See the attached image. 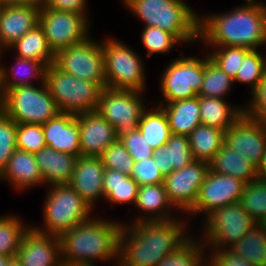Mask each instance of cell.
Segmentation results:
<instances>
[{"label": "cell", "mask_w": 266, "mask_h": 266, "mask_svg": "<svg viewBox=\"0 0 266 266\" xmlns=\"http://www.w3.org/2000/svg\"><path fill=\"white\" fill-rule=\"evenodd\" d=\"M182 219L123 222L118 266H156L192 236Z\"/></svg>", "instance_id": "cell-1"}, {"label": "cell", "mask_w": 266, "mask_h": 266, "mask_svg": "<svg viewBox=\"0 0 266 266\" xmlns=\"http://www.w3.org/2000/svg\"><path fill=\"white\" fill-rule=\"evenodd\" d=\"M200 41L208 49L242 46L258 50L266 45V6L246 0L229 12L200 14Z\"/></svg>", "instance_id": "cell-2"}, {"label": "cell", "mask_w": 266, "mask_h": 266, "mask_svg": "<svg viewBox=\"0 0 266 266\" xmlns=\"http://www.w3.org/2000/svg\"><path fill=\"white\" fill-rule=\"evenodd\" d=\"M122 221L91 217L64 232L59 238L62 263L96 266V261L119 263V235Z\"/></svg>", "instance_id": "cell-3"}, {"label": "cell", "mask_w": 266, "mask_h": 266, "mask_svg": "<svg viewBox=\"0 0 266 266\" xmlns=\"http://www.w3.org/2000/svg\"><path fill=\"white\" fill-rule=\"evenodd\" d=\"M144 27L160 28L183 45L199 42L200 15L183 0H121Z\"/></svg>", "instance_id": "cell-4"}, {"label": "cell", "mask_w": 266, "mask_h": 266, "mask_svg": "<svg viewBox=\"0 0 266 266\" xmlns=\"http://www.w3.org/2000/svg\"><path fill=\"white\" fill-rule=\"evenodd\" d=\"M48 188L43 203V226H32L37 232L60 237L93 217L94 209L69 184Z\"/></svg>", "instance_id": "cell-5"}, {"label": "cell", "mask_w": 266, "mask_h": 266, "mask_svg": "<svg viewBox=\"0 0 266 266\" xmlns=\"http://www.w3.org/2000/svg\"><path fill=\"white\" fill-rule=\"evenodd\" d=\"M105 41V42H104ZM102 41L106 87L145 92L146 70L142 56L114 37Z\"/></svg>", "instance_id": "cell-6"}, {"label": "cell", "mask_w": 266, "mask_h": 266, "mask_svg": "<svg viewBox=\"0 0 266 266\" xmlns=\"http://www.w3.org/2000/svg\"><path fill=\"white\" fill-rule=\"evenodd\" d=\"M45 83L60 112L78 115L98 109L103 87L65 73L50 64L46 68Z\"/></svg>", "instance_id": "cell-7"}, {"label": "cell", "mask_w": 266, "mask_h": 266, "mask_svg": "<svg viewBox=\"0 0 266 266\" xmlns=\"http://www.w3.org/2000/svg\"><path fill=\"white\" fill-rule=\"evenodd\" d=\"M0 109L16 123L33 124H45L60 112L45 82L7 90Z\"/></svg>", "instance_id": "cell-8"}, {"label": "cell", "mask_w": 266, "mask_h": 266, "mask_svg": "<svg viewBox=\"0 0 266 266\" xmlns=\"http://www.w3.org/2000/svg\"><path fill=\"white\" fill-rule=\"evenodd\" d=\"M202 221L199 238L206 249L230 248L257 224L240 203L213 210Z\"/></svg>", "instance_id": "cell-9"}, {"label": "cell", "mask_w": 266, "mask_h": 266, "mask_svg": "<svg viewBox=\"0 0 266 266\" xmlns=\"http://www.w3.org/2000/svg\"><path fill=\"white\" fill-rule=\"evenodd\" d=\"M142 93L107 87L101 90L97 110L115 128L117 140L137 130L141 115L148 107Z\"/></svg>", "instance_id": "cell-10"}, {"label": "cell", "mask_w": 266, "mask_h": 266, "mask_svg": "<svg viewBox=\"0 0 266 266\" xmlns=\"http://www.w3.org/2000/svg\"><path fill=\"white\" fill-rule=\"evenodd\" d=\"M180 52V57L168 63L163 70L160 91L164 101L160 103L191 99L200 91L204 77V56L185 57L184 52Z\"/></svg>", "instance_id": "cell-11"}, {"label": "cell", "mask_w": 266, "mask_h": 266, "mask_svg": "<svg viewBox=\"0 0 266 266\" xmlns=\"http://www.w3.org/2000/svg\"><path fill=\"white\" fill-rule=\"evenodd\" d=\"M88 17L87 14L58 11L41 6L39 26L54 54L90 37L91 21Z\"/></svg>", "instance_id": "cell-12"}, {"label": "cell", "mask_w": 266, "mask_h": 266, "mask_svg": "<svg viewBox=\"0 0 266 266\" xmlns=\"http://www.w3.org/2000/svg\"><path fill=\"white\" fill-rule=\"evenodd\" d=\"M91 36L55 54L54 65L60 70L106 87L102 42Z\"/></svg>", "instance_id": "cell-13"}, {"label": "cell", "mask_w": 266, "mask_h": 266, "mask_svg": "<svg viewBox=\"0 0 266 266\" xmlns=\"http://www.w3.org/2000/svg\"><path fill=\"white\" fill-rule=\"evenodd\" d=\"M209 171V163L194 160L164 178L168 200L177 211L187 214L195 206Z\"/></svg>", "instance_id": "cell-14"}, {"label": "cell", "mask_w": 266, "mask_h": 266, "mask_svg": "<svg viewBox=\"0 0 266 266\" xmlns=\"http://www.w3.org/2000/svg\"><path fill=\"white\" fill-rule=\"evenodd\" d=\"M245 184L233 176L210 170L200 188L195 206L187 215L198 216L199 214V216L204 215L205 218L213 210L239 203Z\"/></svg>", "instance_id": "cell-15"}, {"label": "cell", "mask_w": 266, "mask_h": 266, "mask_svg": "<svg viewBox=\"0 0 266 266\" xmlns=\"http://www.w3.org/2000/svg\"><path fill=\"white\" fill-rule=\"evenodd\" d=\"M225 143L258 168L266 151V130L259 119L243 114L225 132Z\"/></svg>", "instance_id": "cell-16"}, {"label": "cell", "mask_w": 266, "mask_h": 266, "mask_svg": "<svg viewBox=\"0 0 266 266\" xmlns=\"http://www.w3.org/2000/svg\"><path fill=\"white\" fill-rule=\"evenodd\" d=\"M16 258L22 266H63L60 238L31 226L22 237Z\"/></svg>", "instance_id": "cell-17"}, {"label": "cell", "mask_w": 266, "mask_h": 266, "mask_svg": "<svg viewBox=\"0 0 266 266\" xmlns=\"http://www.w3.org/2000/svg\"><path fill=\"white\" fill-rule=\"evenodd\" d=\"M77 116L82 156L100 157L105 149L117 140L115 128L98 110Z\"/></svg>", "instance_id": "cell-18"}, {"label": "cell", "mask_w": 266, "mask_h": 266, "mask_svg": "<svg viewBox=\"0 0 266 266\" xmlns=\"http://www.w3.org/2000/svg\"><path fill=\"white\" fill-rule=\"evenodd\" d=\"M105 166L100 157H78L69 185L94 209L96 201L104 200Z\"/></svg>", "instance_id": "cell-19"}, {"label": "cell", "mask_w": 266, "mask_h": 266, "mask_svg": "<svg viewBox=\"0 0 266 266\" xmlns=\"http://www.w3.org/2000/svg\"><path fill=\"white\" fill-rule=\"evenodd\" d=\"M41 6H0V50L7 51L18 39L39 25Z\"/></svg>", "instance_id": "cell-20"}, {"label": "cell", "mask_w": 266, "mask_h": 266, "mask_svg": "<svg viewBox=\"0 0 266 266\" xmlns=\"http://www.w3.org/2000/svg\"><path fill=\"white\" fill-rule=\"evenodd\" d=\"M47 147L74 156H82L78 116L59 112L42 124Z\"/></svg>", "instance_id": "cell-21"}, {"label": "cell", "mask_w": 266, "mask_h": 266, "mask_svg": "<svg viewBox=\"0 0 266 266\" xmlns=\"http://www.w3.org/2000/svg\"><path fill=\"white\" fill-rule=\"evenodd\" d=\"M8 181L16 191L23 192L44 184L34 154L16 149L0 174V181Z\"/></svg>", "instance_id": "cell-22"}, {"label": "cell", "mask_w": 266, "mask_h": 266, "mask_svg": "<svg viewBox=\"0 0 266 266\" xmlns=\"http://www.w3.org/2000/svg\"><path fill=\"white\" fill-rule=\"evenodd\" d=\"M135 207L142 211L144 216H136L130 224L142 221L169 220L179 217V215H175L172 212L173 209L174 211L177 210L168 200L164 183L139 186Z\"/></svg>", "instance_id": "cell-23"}, {"label": "cell", "mask_w": 266, "mask_h": 266, "mask_svg": "<svg viewBox=\"0 0 266 266\" xmlns=\"http://www.w3.org/2000/svg\"><path fill=\"white\" fill-rule=\"evenodd\" d=\"M43 182L48 186L69 184L78 156L45 147L34 154Z\"/></svg>", "instance_id": "cell-24"}, {"label": "cell", "mask_w": 266, "mask_h": 266, "mask_svg": "<svg viewBox=\"0 0 266 266\" xmlns=\"http://www.w3.org/2000/svg\"><path fill=\"white\" fill-rule=\"evenodd\" d=\"M3 52L5 51H0V97L9 89L35 85V79L39 80V84L45 82L47 66L43 62L15 56L16 61L14 60V65L8 70L1 62Z\"/></svg>", "instance_id": "cell-25"}, {"label": "cell", "mask_w": 266, "mask_h": 266, "mask_svg": "<svg viewBox=\"0 0 266 266\" xmlns=\"http://www.w3.org/2000/svg\"><path fill=\"white\" fill-rule=\"evenodd\" d=\"M156 166L165 178L194 161L187 135L171 134L166 144L154 150Z\"/></svg>", "instance_id": "cell-26"}, {"label": "cell", "mask_w": 266, "mask_h": 266, "mask_svg": "<svg viewBox=\"0 0 266 266\" xmlns=\"http://www.w3.org/2000/svg\"><path fill=\"white\" fill-rule=\"evenodd\" d=\"M225 99L199 96L201 124L227 131L242 115L244 105H233ZM241 106V107H240Z\"/></svg>", "instance_id": "cell-27"}, {"label": "cell", "mask_w": 266, "mask_h": 266, "mask_svg": "<svg viewBox=\"0 0 266 266\" xmlns=\"http://www.w3.org/2000/svg\"><path fill=\"white\" fill-rule=\"evenodd\" d=\"M157 105L166 113L172 134L188 136L201 124L199 96Z\"/></svg>", "instance_id": "cell-28"}, {"label": "cell", "mask_w": 266, "mask_h": 266, "mask_svg": "<svg viewBox=\"0 0 266 266\" xmlns=\"http://www.w3.org/2000/svg\"><path fill=\"white\" fill-rule=\"evenodd\" d=\"M209 165L211 171L233 176L246 184L258 178V168L225 142Z\"/></svg>", "instance_id": "cell-29"}, {"label": "cell", "mask_w": 266, "mask_h": 266, "mask_svg": "<svg viewBox=\"0 0 266 266\" xmlns=\"http://www.w3.org/2000/svg\"><path fill=\"white\" fill-rule=\"evenodd\" d=\"M139 185L127 174L105 168L103 175L104 201L112 206L133 204L135 206Z\"/></svg>", "instance_id": "cell-30"}, {"label": "cell", "mask_w": 266, "mask_h": 266, "mask_svg": "<svg viewBox=\"0 0 266 266\" xmlns=\"http://www.w3.org/2000/svg\"><path fill=\"white\" fill-rule=\"evenodd\" d=\"M137 129L153 150L166 144L172 134L167 115L158 105L143 111Z\"/></svg>", "instance_id": "cell-31"}, {"label": "cell", "mask_w": 266, "mask_h": 266, "mask_svg": "<svg viewBox=\"0 0 266 266\" xmlns=\"http://www.w3.org/2000/svg\"><path fill=\"white\" fill-rule=\"evenodd\" d=\"M188 138L194 160L210 163L225 142V131L200 124Z\"/></svg>", "instance_id": "cell-32"}, {"label": "cell", "mask_w": 266, "mask_h": 266, "mask_svg": "<svg viewBox=\"0 0 266 266\" xmlns=\"http://www.w3.org/2000/svg\"><path fill=\"white\" fill-rule=\"evenodd\" d=\"M8 49L14 51L17 57L43 62L47 67L54 63L55 54L48 45L42 28L37 25L18 39Z\"/></svg>", "instance_id": "cell-33"}, {"label": "cell", "mask_w": 266, "mask_h": 266, "mask_svg": "<svg viewBox=\"0 0 266 266\" xmlns=\"http://www.w3.org/2000/svg\"><path fill=\"white\" fill-rule=\"evenodd\" d=\"M230 249L254 266H266V229L255 224L249 232Z\"/></svg>", "instance_id": "cell-34"}, {"label": "cell", "mask_w": 266, "mask_h": 266, "mask_svg": "<svg viewBox=\"0 0 266 266\" xmlns=\"http://www.w3.org/2000/svg\"><path fill=\"white\" fill-rule=\"evenodd\" d=\"M233 79L217 67L206 54L204 56V77L197 96L225 99L233 88Z\"/></svg>", "instance_id": "cell-35"}, {"label": "cell", "mask_w": 266, "mask_h": 266, "mask_svg": "<svg viewBox=\"0 0 266 266\" xmlns=\"http://www.w3.org/2000/svg\"><path fill=\"white\" fill-rule=\"evenodd\" d=\"M30 227L16 215L0 216V255L16 258L22 237Z\"/></svg>", "instance_id": "cell-36"}, {"label": "cell", "mask_w": 266, "mask_h": 266, "mask_svg": "<svg viewBox=\"0 0 266 266\" xmlns=\"http://www.w3.org/2000/svg\"><path fill=\"white\" fill-rule=\"evenodd\" d=\"M194 237L192 234L183 245L165 256L156 266H199L207 258L208 252L203 242Z\"/></svg>", "instance_id": "cell-37"}, {"label": "cell", "mask_w": 266, "mask_h": 266, "mask_svg": "<svg viewBox=\"0 0 266 266\" xmlns=\"http://www.w3.org/2000/svg\"><path fill=\"white\" fill-rule=\"evenodd\" d=\"M239 203L257 223L264 222L266 220V181L257 178L245 184Z\"/></svg>", "instance_id": "cell-38"}, {"label": "cell", "mask_w": 266, "mask_h": 266, "mask_svg": "<svg viewBox=\"0 0 266 266\" xmlns=\"http://www.w3.org/2000/svg\"><path fill=\"white\" fill-rule=\"evenodd\" d=\"M210 49L211 52L207 53L209 59L233 80L244 57L251 51L242 46L210 47Z\"/></svg>", "instance_id": "cell-39"}, {"label": "cell", "mask_w": 266, "mask_h": 266, "mask_svg": "<svg viewBox=\"0 0 266 266\" xmlns=\"http://www.w3.org/2000/svg\"><path fill=\"white\" fill-rule=\"evenodd\" d=\"M265 76L266 54H261L259 50H251L244 57L233 82L247 84L252 91Z\"/></svg>", "instance_id": "cell-40"}, {"label": "cell", "mask_w": 266, "mask_h": 266, "mask_svg": "<svg viewBox=\"0 0 266 266\" xmlns=\"http://www.w3.org/2000/svg\"><path fill=\"white\" fill-rule=\"evenodd\" d=\"M140 37L145 49H147V57H151L156 53H169L173 47L182 44L171 33L152 26L143 27Z\"/></svg>", "instance_id": "cell-41"}, {"label": "cell", "mask_w": 266, "mask_h": 266, "mask_svg": "<svg viewBox=\"0 0 266 266\" xmlns=\"http://www.w3.org/2000/svg\"><path fill=\"white\" fill-rule=\"evenodd\" d=\"M47 147L42 124L17 123L16 148L21 151L37 153Z\"/></svg>", "instance_id": "cell-42"}, {"label": "cell", "mask_w": 266, "mask_h": 266, "mask_svg": "<svg viewBox=\"0 0 266 266\" xmlns=\"http://www.w3.org/2000/svg\"><path fill=\"white\" fill-rule=\"evenodd\" d=\"M100 158L105 168L131 175L135 161L120 140L109 145Z\"/></svg>", "instance_id": "cell-43"}, {"label": "cell", "mask_w": 266, "mask_h": 266, "mask_svg": "<svg viewBox=\"0 0 266 266\" xmlns=\"http://www.w3.org/2000/svg\"><path fill=\"white\" fill-rule=\"evenodd\" d=\"M17 123L0 109V174L16 148Z\"/></svg>", "instance_id": "cell-44"}, {"label": "cell", "mask_w": 266, "mask_h": 266, "mask_svg": "<svg viewBox=\"0 0 266 266\" xmlns=\"http://www.w3.org/2000/svg\"><path fill=\"white\" fill-rule=\"evenodd\" d=\"M130 177L139 185H154L164 183L160 169L155 164L154 157L134 162Z\"/></svg>", "instance_id": "cell-45"}, {"label": "cell", "mask_w": 266, "mask_h": 266, "mask_svg": "<svg viewBox=\"0 0 266 266\" xmlns=\"http://www.w3.org/2000/svg\"><path fill=\"white\" fill-rule=\"evenodd\" d=\"M134 161H141L153 156L154 150L137 129L120 140Z\"/></svg>", "instance_id": "cell-46"}, {"label": "cell", "mask_w": 266, "mask_h": 266, "mask_svg": "<svg viewBox=\"0 0 266 266\" xmlns=\"http://www.w3.org/2000/svg\"><path fill=\"white\" fill-rule=\"evenodd\" d=\"M250 93L252 98L244 106L243 114L260 120L266 114V76Z\"/></svg>", "instance_id": "cell-47"}, {"label": "cell", "mask_w": 266, "mask_h": 266, "mask_svg": "<svg viewBox=\"0 0 266 266\" xmlns=\"http://www.w3.org/2000/svg\"><path fill=\"white\" fill-rule=\"evenodd\" d=\"M208 250L207 257L214 266H254L241 255L235 254L230 248H213Z\"/></svg>", "instance_id": "cell-48"}, {"label": "cell", "mask_w": 266, "mask_h": 266, "mask_svg": "<svg viewBox=\"0 0 266 266\" xmlns=\"http://www.w3.org/2000/svg\"><path fill=\"white\" fill-rule=\"evenodd\" d=\"M87 4V0H43V6L47 8L76 14H87Z\"/></svg>", "instance_id": "cell-49"}, {"label": "cell", "mask_w": 266, "mask_h": 266, "mask_svg": "<svg viewBox=\"0 0 266 266\" xmlns=\"http://www.w3.org/2000/svg\"><path fill=\"white\" fill-rule=\"evenodd\" d=\"M42 6L43 0H0V6Z\"/></svg>", "instance_id": "cell-50"}, {"label": "cell", "mask_w": 266, "mask_h": 266, "mask_svg": "<svg viewBox=\"0 0 266 266\" xmlns=\"http://www.w3.org/2000/svg\"><path fill=\"white\" fill-rule=\"evenodd\" d=\"M258 178L266 181V151L263 156L262 162L258 167Z\"/></svg>", "instance_id": "cell-51"}, {"label": "cell", "mask_w": 266, "mask_h": 266, "mask_svg": "<svg viewBox=\"0 0 266 266\" xmlns=\"http://www.w3.org/2000/svg\"><path fill=\"white\" fill-rule=\"evenodd\" d=\"M12 259L10 256L0 255V266H8Z\"/></svg>", "instance_id": "cell-52"}, {"label": "cell", "mask_w": 266, "mask_h": 266, "mask_svg": "<svg viewBox=\"0 0 266 266\" xmlns=\"http://www.w3.org/2000/svg\"><path fill=\"white\" fill-rule=\"evenodd\" d=\"M8 266H22V264L18 261L17 258H13V259L9 262Z\"/></svg>", "instance_id": "cell-53"}, {"label": "cell", "mask_w": 266, "mask_h": 266, "mask_svg": "<svg viewBox=\"0 0 266 266\" xmlns=\"http://www.w3.org/2000/svg\"><path fill=\"white\" fill-rule=\"evenodd\" d=\"M199 266H214V264L207 257Z\"/></svg>", "instance_id": "cell-54"}, {"label": "cell", "mask_w": 266, "mask_h": 266, "mask_svg": "<svg viewBox=\"0 0 266 266\" xmlns=\"http://www.w3.org/2000/svg\"><path fill=\"white\" fill-rule=\"evenodd\" d=\"M264 129L266 130V114L260 119Z\"/></svg>", "instance_id": "cell-55"}, {"label": "cell", "mask_w": 266, "mask_h": 266, "mask_svg": "<svg viewBox=\"0 0 266 266\" xmlns=\"http://www.w3.org/2000/svg\"><path fill=\"white\" fill-rule=\"evenodd\" d=\"M250 1L256 2L257 4H261L263 6H266V3L265 2H262V1H260V2H258V0H250Z\"/></svg>", "instance_id": "cell-56"}, {"label": "cell", "mask_w": 266, "mask_h": 266, "mask_svg": "<svg viewBox=\"0 0 266 266\" xmlns=\"http://www.w3.org/2000/svg\"><path fill=\"white\" fill-rule=\"evenodd\" d=\"M63 266H81V265H69V264H63Z\"/></svg>", "instance_id": "cell-57"}, {"label": "cell", "mask_w": 266, "mask_h": 266, "mask_svg": "<svg viewBox=\"0 0 266 266\" xmlns=\"http://www.w3.org/2000/svg\"><path fill=\"white\" fill-rule=\"evenodd\" d=\"M262 224L264 225V227L266 229V220L264 222H262Z\"/></svg>", "instance_id": "cell-58"}]
</instances>
